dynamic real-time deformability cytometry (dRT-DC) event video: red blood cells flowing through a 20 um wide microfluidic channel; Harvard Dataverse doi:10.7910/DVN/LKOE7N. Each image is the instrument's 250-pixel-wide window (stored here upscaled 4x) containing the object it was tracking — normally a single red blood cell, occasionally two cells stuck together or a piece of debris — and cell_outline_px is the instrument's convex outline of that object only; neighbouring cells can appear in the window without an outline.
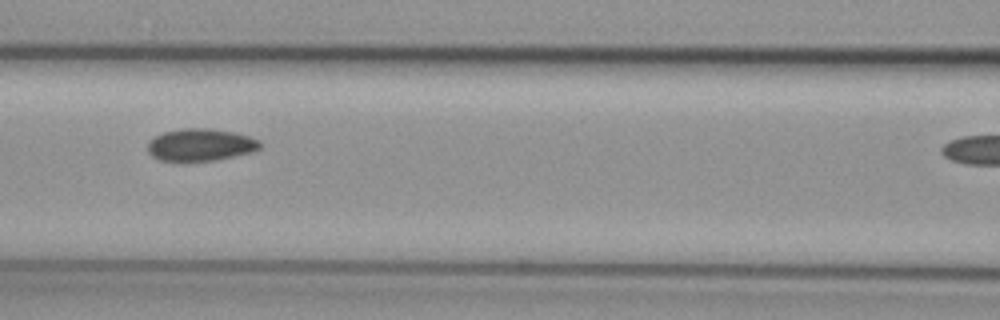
{"species": "common noctule bat (a hibernating species)", "species_latin": "Nyctalus noctula", "temperature_condition": "cold", "stored_images_in_passage": 7, "camera_frame_rate_fps": 3000, "um_per_image_px": 0.085, "animal": {"sex": "female", "body_mass_g": 29.2, "forearm_length_mm": 56.3}, "frame": {"image": 1, "passage_image": 6, "time_ms": 6.0, "image_size_px": [1000, 320], "cell_outline_px": [[264, 144], [260, 148], [252, 152], [216, 160], [180, 164], [160, 160], [152, 156], [148, 152], [148, 140], [164, 132], [184, 128], [208, 128], [232, 132], [248, 136], [260, 140]], "centroid_in_image_um": [17.02, 12.35], "position_along_channel_um": 149.6, "area_um2": 21.79}}